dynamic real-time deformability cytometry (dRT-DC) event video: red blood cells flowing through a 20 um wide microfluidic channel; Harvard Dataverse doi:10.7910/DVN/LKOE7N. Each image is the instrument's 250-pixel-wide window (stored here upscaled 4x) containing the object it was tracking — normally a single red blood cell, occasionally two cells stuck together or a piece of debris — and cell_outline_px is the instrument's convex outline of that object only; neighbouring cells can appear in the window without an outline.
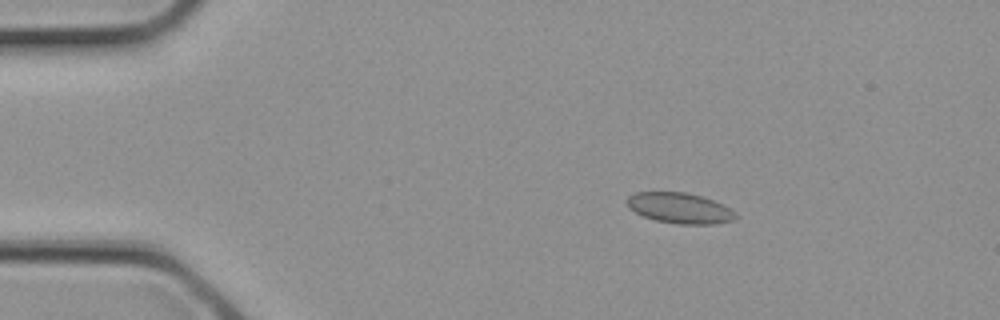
{"species": "common noctule bat (a hibernating species)", "species_latin": "Nyctalus noctula", "temperature_condition": "cold", "stored_images_in_passage": 2, "camera_frame_rate_fps": 3000, "um_per_image_px": 0.085, "animal": {"sex": "female", "body_mass_g": 21.9}, "frame": {"image": 1, "passage_image": 1, "time_ms": 0.0, "image_size_px": [1000, 320], "cell_outline_px": [[736, 216], [732, 220], [716, 224], [680, 224], [656, 220], [644, 216], [628, 208], [628, 196], [636, 192], [684, 192], [704, 196], [724, 204], [736, 212]], "centroid_in_image_um": [57.81, 17.68], "position_along_channel_um": 27.2, "area_um2": 19.36}}
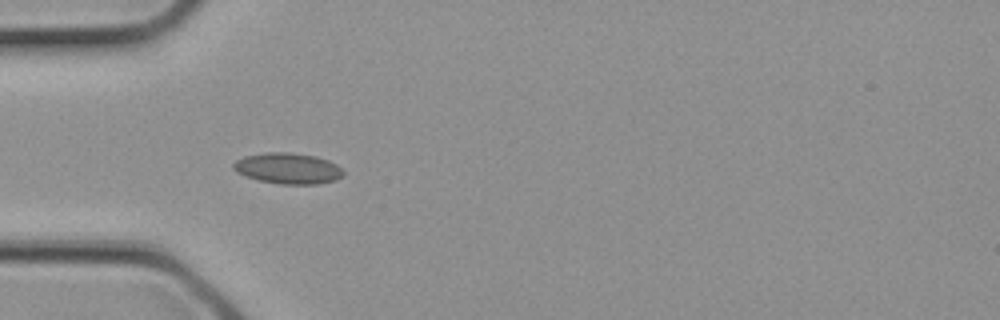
{"frame": {"image": 2, "passage_image": 2, "time_ms": 0.333, "image_size_px": [1000, 320], "cell_outline_px": [[344, 176], [336, 180], [316, 184], [280, 184], [256, 180], [236, 172], [232, 168], [232, 164], [236, 160], [244, 156], [268, 152], [288, 152], [316, 156], [328, 160], [336, 164], [344, 172]], "centroid_in_image_um": [24.46, 14.31], "position_along_channel_um": 60.5, "area_um2": 19.94}}